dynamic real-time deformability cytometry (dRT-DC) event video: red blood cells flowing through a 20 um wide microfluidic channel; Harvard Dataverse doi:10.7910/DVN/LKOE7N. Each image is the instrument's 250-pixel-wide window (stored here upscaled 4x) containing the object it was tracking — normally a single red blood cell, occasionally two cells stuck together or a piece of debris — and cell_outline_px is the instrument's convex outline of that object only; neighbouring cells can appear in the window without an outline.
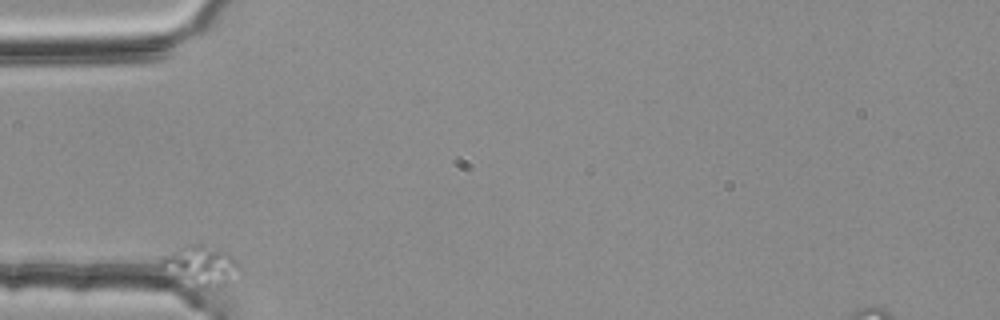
{"species": "common noctule bat (a hibernating species)", "species_latin": "Nyctalus noctula", "temperature_condition": "room temperature", "stored_images_in_passage": 18, "camera_frame_rate_fps": 3000, "um_per_image_px": 0.085, "animal": {"sex": "female", "body_mass_g": 25.1}, "frame": {"image": 1, "passage_image": 1, "time_ms": 0.0, "image_size_px": [1000, 320], "cell_outline_px": [[240, 268], [220, 288], [204, 292], [188, 292], [160, 276], [160, 260], [164, 256], [184, 244], [196, 240], [204, 240], [228, 252], [240, 264]], "centroid_in_image_um": [16.87, 22.67], "position_along_channel_um": 68.1, "area_um2": 21.44}}